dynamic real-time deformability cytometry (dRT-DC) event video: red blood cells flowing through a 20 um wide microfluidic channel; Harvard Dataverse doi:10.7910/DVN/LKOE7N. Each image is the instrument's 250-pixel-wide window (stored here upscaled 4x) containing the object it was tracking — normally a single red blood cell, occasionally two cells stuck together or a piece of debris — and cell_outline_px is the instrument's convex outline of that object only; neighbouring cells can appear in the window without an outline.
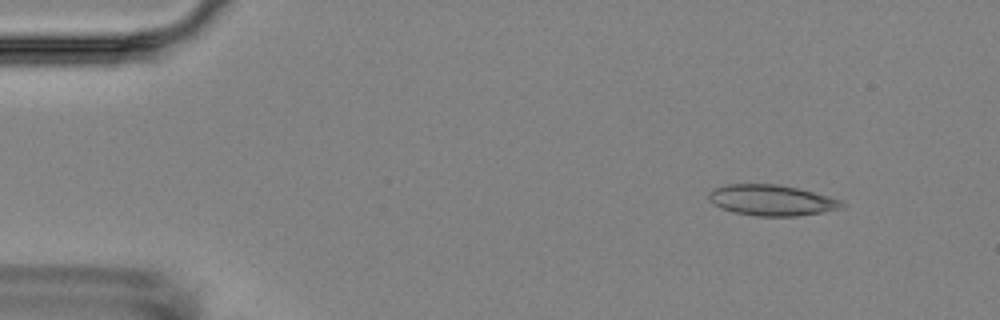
{"species": "Egyptian fruit bat (a non-hibernating species)", "species_latin": "Rousettus aegyptiacus", "temperature_condition": "room temperature", "stored_images_in_passage": 5, "camera_frame_rate_fps": 3000, "um_per_image_px": 0.085, "animal": {"sex": "female"}, "frame": {"image": 1, "passage_image": 2, "time_ms": 1.333, "image_size_px": [1000, 320], "cell_outline_px": [[844, 204], [840, 208], [820, 212], [796, 216], [756, 216], [732, 212], [720, 208], [712, 204], [708, 196], [708, 192], [712, 188], [724, 184], [776, 184], [796, 188], [828, 196], [840, 200]], "centroid_in_image_um": [65.48, 17.01], "position_along_channel_um": 19.5, "area_um2": 23.81}}